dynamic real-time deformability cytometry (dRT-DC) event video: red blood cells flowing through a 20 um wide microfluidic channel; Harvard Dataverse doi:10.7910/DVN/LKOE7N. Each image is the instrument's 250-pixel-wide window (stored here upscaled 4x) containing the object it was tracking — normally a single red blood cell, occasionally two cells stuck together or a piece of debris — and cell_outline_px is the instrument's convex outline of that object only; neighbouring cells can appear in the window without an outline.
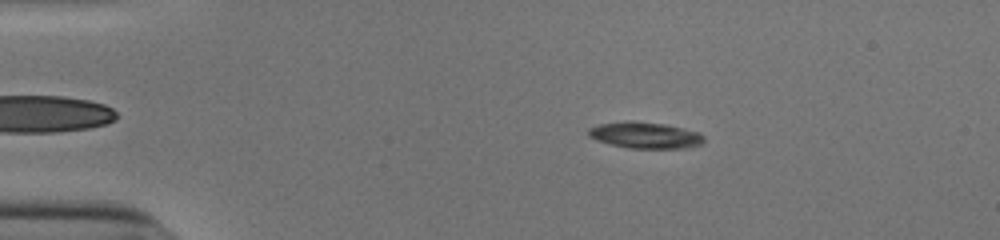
{"species": "human", "species_latin": "Homo sapiens", "temperature_condition": "cold", "stored_images_in_passage": 49, "camera_frame_rate_fps": 3000, "um_per_image_px": 0.085, "donor": {"sex": "male"}, "frame": {"image": 1, "passage_image": 6, "time_ms": 1.667, "image_size_px": [1000, 240], "cell_outline_px": [[704, 144], [684, 148], [628, 148], [596, 140], [588, 136], [588, 128], [600, 124], [628, 120], [632, 120], [664, 124], [700, 132], [704, 136]], "centroid_in_image_um": [54.85, 11.49], "position_along_channel_um": 30.1, "area_um2": 17.8}}
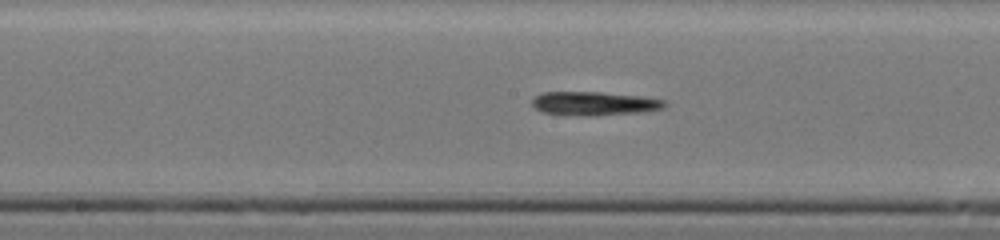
{"frame": {"image": 2, "passage_image": 24, "time_ms": 7.667, "image_size_px": [1000, 240], "cell_outline_px": [[668, 104], [664, 108], [644, 112], [576, 116], [544, 112], [536, 108], [532, 104], [532, 96], [540, 92], [600, 92], [640, 96], [664, 100]], "centroid_in_image_um": [50.49, 8.79], "position_along_channel_um": 197.7, "area_um2": 18.32}}
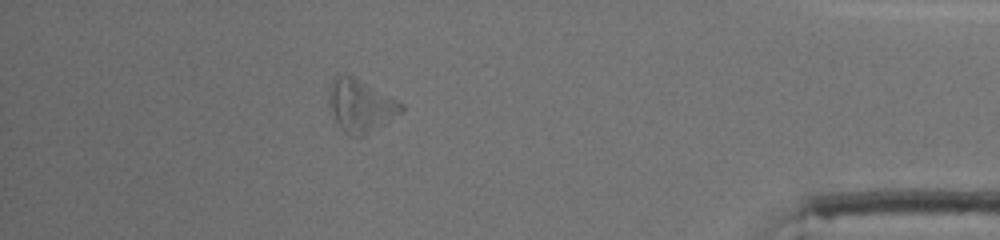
{"frame": {"image": 3, "passage_image": 43, "time_ms": 14.0, "image_size_px": [1000, 240], "cell_outline_px": [[404, 108], [400, 112], [364, 136], [348, 136], [340, 128], [332, 112], [328, 96], [328, 92], [336, 76], [356, 76], [404, 104]], "centroid_in_image_um": [30.64, 8.98], "position_along_channel_um": 404.6, "area_um2": 21.68}}